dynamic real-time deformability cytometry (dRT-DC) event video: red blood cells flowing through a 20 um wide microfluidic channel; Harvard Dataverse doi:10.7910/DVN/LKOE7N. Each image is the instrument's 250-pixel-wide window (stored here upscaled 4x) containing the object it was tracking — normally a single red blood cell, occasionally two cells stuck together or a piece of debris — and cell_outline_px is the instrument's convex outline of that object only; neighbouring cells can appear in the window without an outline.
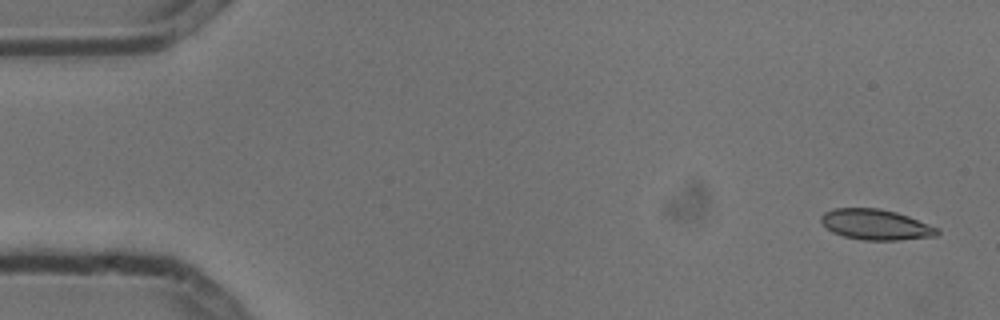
{"species": "common noctule bat (a hibernating species)", "species_latin": "Nyctalus noctula", "temperature_condition": "cold", "stored_images_in_passage": 3, "camera_frame_rate_fps": 3000, "um_per_image_px": 0.085, "animal": {"sex": "male", "body_mass_g": 13.3}, "frame": {"image": 1, "passage_image": 1, "time_ms": 0.0, "image_size_px": [1000, 320], "cell_outline_px": [[940, 232], [936, 236], [896, 240], [860, 240], [844, 236], [832, 232], [820, 220], [820, 216], [824, 212], [832, 208], [880, 208], [896, 212], [908, 216], [940, 228]], "centroid_in_image_um": [74.44, 19.08], "position_along_channel_um": 10.6, "area_um2": 20.75}}